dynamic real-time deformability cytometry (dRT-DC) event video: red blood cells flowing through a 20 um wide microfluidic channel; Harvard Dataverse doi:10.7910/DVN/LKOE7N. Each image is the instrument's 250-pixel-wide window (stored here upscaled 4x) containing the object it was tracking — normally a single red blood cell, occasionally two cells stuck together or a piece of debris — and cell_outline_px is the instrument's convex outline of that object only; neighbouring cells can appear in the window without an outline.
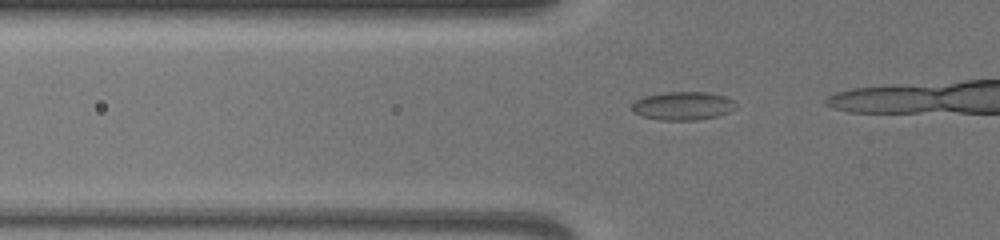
{"species": "common noctule bat (a hibernating species)", "species_latin": "Nyctalus noctula", "temperature_condition": "warm", "stored_images_in_passage": 25, "camera_frame_rate_fps": 3000, "um_per_image_px": 0.085, "animal": {"sex": "female", "body_mass_g": 19.5, "forearm_length_mm": 54.1}, "frame": {"image": 1, "passage_image": 18, "time_ms": 5.667, "image_size_px": [1000, 240], "cell_outline_px": [[736, 108], [728, 112], [716, 116], [696, 120], [660, 120], [640, 116], [632, 112], [632, 104], [636, 100], [644, 96], [664, 92], [708, 92], [724, 96], [732, 100], [736, 104]], "centroid_in_image_um": [58.01, 9.0], "position_along_channel_um": 67.8, "area_um2": 17.22}}
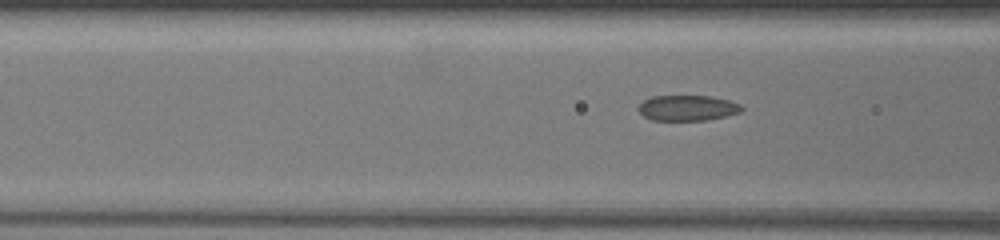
{"frame": {"image": 2, "passage_image": 22, "time_ms": 7.0, "image_size_px": [1000, 240], "cell_outline_px": [[744, 108], [740, 112], [708, 120], [652, 120], [644, 116], [636, 108], [644, 100], [652, 96], [712, 96], [728, 100], [740, 104]], "centroid_in_image_um": [58.43, 9.17], "position_along_channel_um": 108.2, "area_um2": 15.32}}